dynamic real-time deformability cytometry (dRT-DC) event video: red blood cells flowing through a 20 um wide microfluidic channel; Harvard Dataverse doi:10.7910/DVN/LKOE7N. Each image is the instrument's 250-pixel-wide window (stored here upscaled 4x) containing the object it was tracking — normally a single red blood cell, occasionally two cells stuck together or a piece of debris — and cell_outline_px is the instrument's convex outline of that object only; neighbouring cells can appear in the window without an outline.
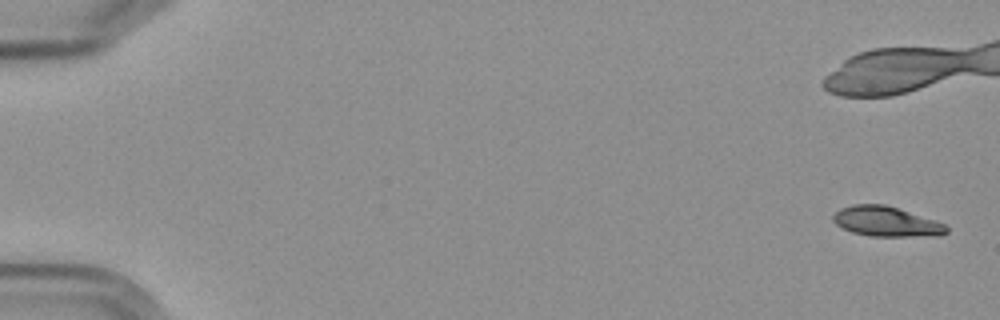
{"species": "Egyptian fruit bat (a non-hibernating species)", "species_latin": "Rousettus aegyptiacus", "temperature_condition": "cold", "stored_images_in_passage": 8, "camera_frame_rate_fps": 3000, "um_per_image_px": 0.085, "frame": {"image": 1, "passage_image": 1, "time_ms": 0.0, "image_size_px": [1000, 320], "cell_outline_px": [[948, 232], [940, 236], [868, 236], [852, 232], [836, 224], [832, 220], [832, 216], [840, 208], [852, 204], [884, 204], [936, 220], [948, 224]], "centroid_in_image_um": [75.37, 18.83], "position_along_channel_um": 9.6, "area_um2": 19.94}}
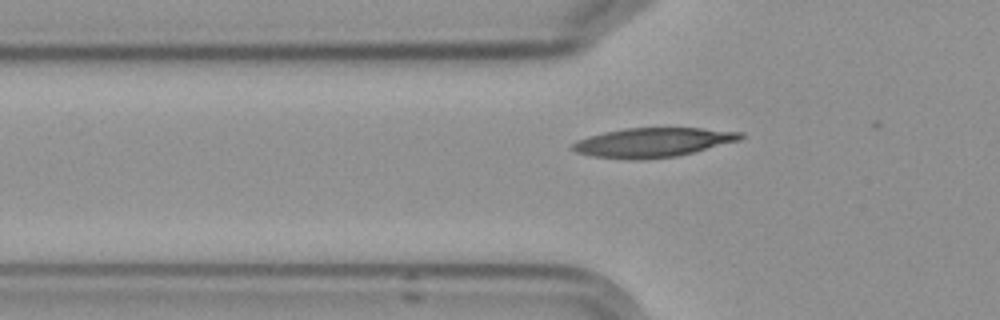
{"frame": {"image": 2, "passage_image": 8, "time_ms": 8.333, "image_size_px": [1000, 320], "cell_outline_px": [[744, 136], [740, 140], [676, 156], [640, 160], [628, 160], [592, 156], [576, 152], [568, 148], [576, 140], [588, 136], [604, 132], [624, 128], [700, 128], [744, 132]], "centroid_in_image_um": [55.44, 12.11], "position_along_channel_um": 70.4, "area_um2": 28.78}}